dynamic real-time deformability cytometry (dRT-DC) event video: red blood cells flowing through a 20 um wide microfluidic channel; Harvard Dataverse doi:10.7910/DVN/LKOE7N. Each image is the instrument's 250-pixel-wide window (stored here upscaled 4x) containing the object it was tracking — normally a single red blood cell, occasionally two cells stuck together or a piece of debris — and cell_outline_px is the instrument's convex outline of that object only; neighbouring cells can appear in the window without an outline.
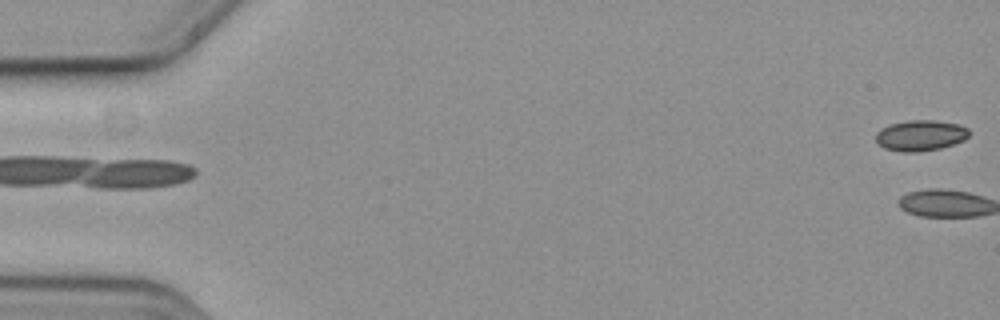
{"species": "common noctule bat (a hibernating species)", "species_latin": "Nyctalus noctula", "temperature_condition": "cold", "stored_images_in_passage": 2, "camera_frame_rate_fps": 3000, "um_per_image_px": 0.085, "animal": {"sex": "female", "body_mass_g": 19.3, "forearm_length_mm": 54.1}, "frame": {"image": 1, "passage_image": 1, "time_ms": 0.0, "image_size_px": [1000, 320], "cell_outline_px": [[968, 136], [964, 140], [940, 148], [916, 152], [904, 152], [884, 148], [876, 144], [876, 132], [880, 128], [888, 124], [908, 120], [936, 120], [960, 124], [968, 128]], "centroid_in_image_um": [78.2, 11.5], "position_along_channel_um": 6.8, "area_um2": 16.88}}